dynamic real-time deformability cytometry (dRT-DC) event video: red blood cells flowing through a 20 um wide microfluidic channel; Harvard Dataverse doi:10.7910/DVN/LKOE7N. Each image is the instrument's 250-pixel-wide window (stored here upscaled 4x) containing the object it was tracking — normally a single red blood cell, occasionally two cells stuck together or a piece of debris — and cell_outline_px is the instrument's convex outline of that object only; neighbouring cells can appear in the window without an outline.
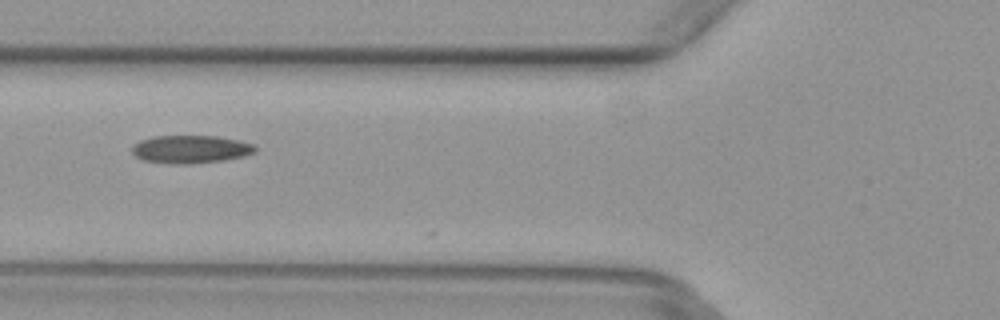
{"species": "common noctule bat (a hibernating species)", "species_latin": "Nyctalus noctula", "temperature_condition": "warm", "stored_images_in_passage": 6, "camera_frame_rate_fps": 3000, "um_per_image_px": 0.085, "animal": {"sex": "female", "body_mass_g": 29.2, "forearm_length_mm": 56.3}, "frame": {"image": 1, "passage_image": 5, "time_ms": 1.333, "image_size_px": [1000, 320], "cell_outline_px": [[256, 152], [244, 156], [224, 160], [192, 164], [168, 164], [144, 160], [136, 156], [132, 152], [132, 144], [140, 140], [152, 136], [216, 136], [256, 144]], "centroid_in_image_um": [16.2, 12.69], "position_along_channel_um": 109.6, "area_um2": 20.23}}
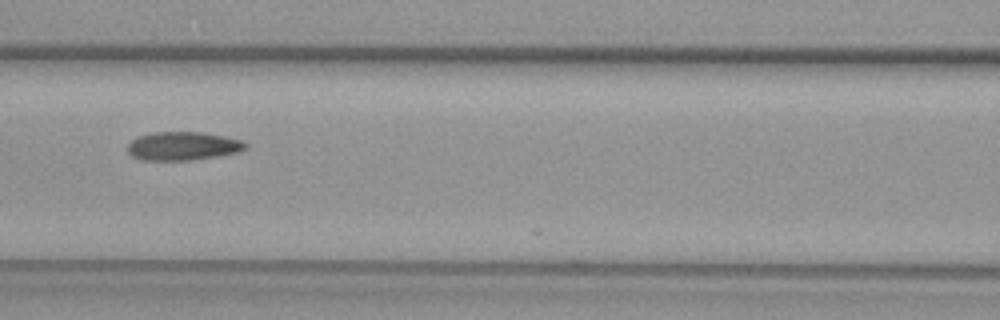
{"frame": {"image": 2, "passage_image": 6, "time_ms": 1.667, "image_size_px": [1000, 320], "cell_outline_px": [[248, 148], [236, 152], [216, 156], [192, 160], [140, 160], [132, 156], [128, 152], [128, 144], [132, 140], [140, 136], [152, 132], [200, 132], [224, 136], [244, 140], [248, 144]], "centroid_in_image_um": [15.56, 12.41], "position_along_channel_um": 151.0, "area_um2": 19.59}}